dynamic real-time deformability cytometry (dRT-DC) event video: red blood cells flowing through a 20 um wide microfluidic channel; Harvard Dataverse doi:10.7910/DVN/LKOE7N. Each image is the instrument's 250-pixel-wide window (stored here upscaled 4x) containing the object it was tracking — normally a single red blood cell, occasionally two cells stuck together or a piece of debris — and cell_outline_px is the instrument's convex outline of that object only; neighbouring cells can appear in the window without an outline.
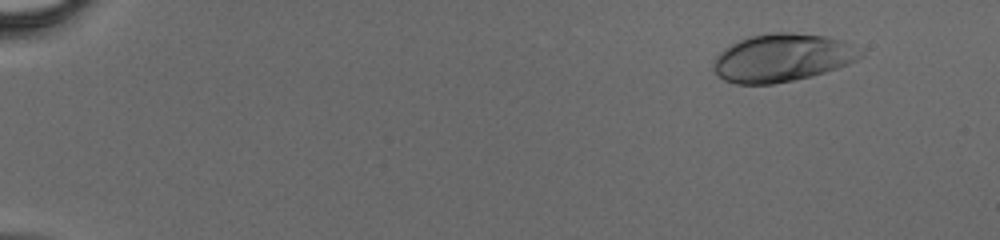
{"species": "human", "species_latin": "Homo sapiens", "temperature_condition": "cold", "stored_images_in_passage": 45, "camera_frame_rate_fps": 3000, "um_per_image_px": 0.085, "donor": {"sex": "male"}, "frame": {"image": 1, "passage_image": 6, "time_ms": 1.667, "image_size_px": [1000, 240], "cell_outline_px": [[864, 56], [848, 64], [812, 76], [772, 84], [736, 84], [724, 80], [712, 68], [716, 56], [724, 48], [736, 40], [748, 36], [772, 32], [792, 32], [828, 36], [844, 40]], "centroid_in_image_um": [66.45, 4.89], "position_along_channel_um": 18.6, "area_um2": 41.04}}
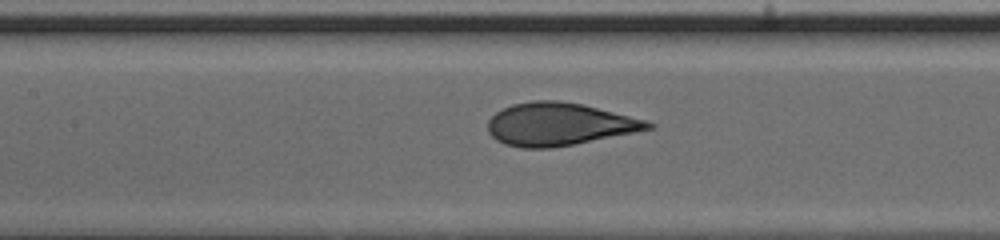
{"frame": {"image": 2, "passage_image": 25, "time_ms": 8.0, "image_size_px": [1000, 240], "cell_outline_px": [[656, 128], [636, 132], [552, 148], [520, 148], [504, 144], [496, 140], [488, 132], [488, 120], [496, 112], [512, 104], [532, 100], [556, 100], [584, 104], [648, 120], [656, 124]], "centroid_in_image_um": [47.55, 10.55], "position_along_channel_um": 159.8, "area_um2": 40.17}}
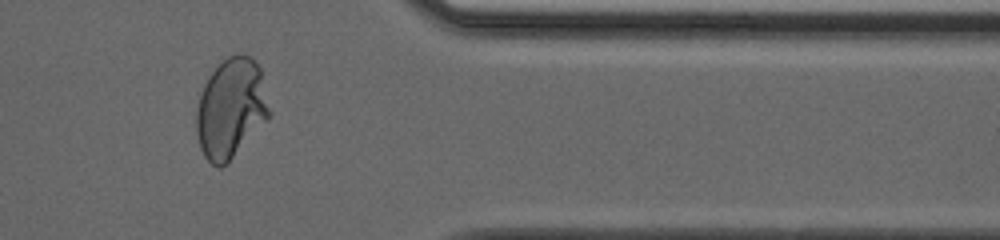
{"frame": {"image": 3, "passage_image": 41, "time_ms": 13.333, "image_size_px": [1000, 240], "cell_outline_px": [[268, 116], [232, 156], [220, 168], [212, 164], [204, 156], [200, 148], [196, 132], [196, 112], [200, 96], [204, 84], [208, 76], [228, 56], [240, 52], [248, 56], [260, 68], [268, 108]], "centroid_in_image_um": [19.56, 9.18], "position_along_channel_um": 391.8, "area_um2": 40.98}}